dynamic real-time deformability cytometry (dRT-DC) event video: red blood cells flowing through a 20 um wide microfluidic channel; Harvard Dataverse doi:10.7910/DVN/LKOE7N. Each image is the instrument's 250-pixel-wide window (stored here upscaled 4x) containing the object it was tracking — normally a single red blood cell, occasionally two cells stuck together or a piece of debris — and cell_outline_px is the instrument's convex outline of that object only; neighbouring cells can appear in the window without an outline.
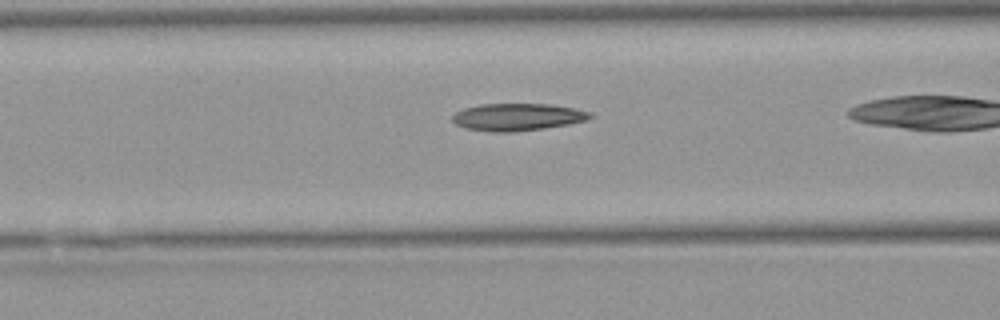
{"species": "Egyptian fruit bat (a non-hibernating species)", "species_latin": "Rousettus aegyptiacus", "temperature_condition": "warm", "stored_images_in_passage": 36, "camera_frame_rate_fps": 3000, "um_per_image_px": 0.085, "animal": {"sex": "female"}, "frame": {"image": 1, "passage_image": 17, "time_ms": 5.333, "image_size_px": [1000, 320], "cell_outline_px": [[592, 116], [588, 120], [568, 124], [544, 128], [512, 132], [492, 132], [464, 128], [456, 124], [452, 120], [452, 116], [456, 112], [464, 108], [480, 104], [552, 104], [576, 108], [592, 112]], "centroid_in_image_um": [44.0, 9.94], "position_along_channel_um": 122.6, "area_um2": 22.02}}
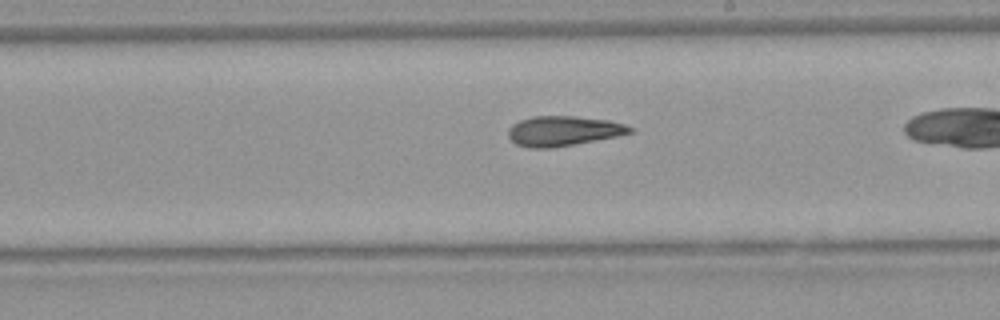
{"frame": {"image": 2, "passage_image": 26, "time_ms": 8.333, "image_size_px": [1000, 320], "cell_outline_px": [[636, 128], [632, 132], [616, 136], [596, 140], [552, 148], [528, 148], [516, 144], [508, 136], [508, 128], [512, 124], [520, 120], [532, 116], [572, 116], [608, 120], [624, 124]], "centroid_in_image_um": [47.86, 11.13], "position_along_channel_um": 241.1, "area_um2": 21.21}}
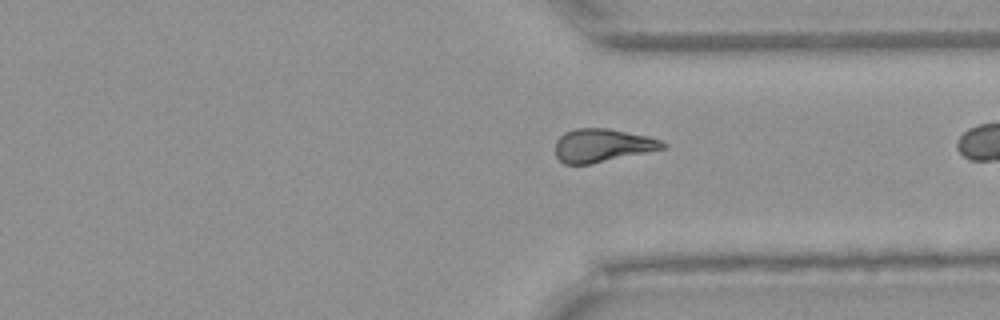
{"frame": {"image": 3, "passage_image": 35, "time_ms": 11.333, "image_size_px": [1000, 320], "cell_outline_px": [[668, 148], [592, 164], [564, 164], [556, 156], [556, 140], [564, 132], [576, 128], [608, 128], [648, 136], [660, 140], [668, 144]], "centroid_in_image_um": [51.23, 12.36], "position_along_channel_um": 360.2, "area_um2": 21.04}}